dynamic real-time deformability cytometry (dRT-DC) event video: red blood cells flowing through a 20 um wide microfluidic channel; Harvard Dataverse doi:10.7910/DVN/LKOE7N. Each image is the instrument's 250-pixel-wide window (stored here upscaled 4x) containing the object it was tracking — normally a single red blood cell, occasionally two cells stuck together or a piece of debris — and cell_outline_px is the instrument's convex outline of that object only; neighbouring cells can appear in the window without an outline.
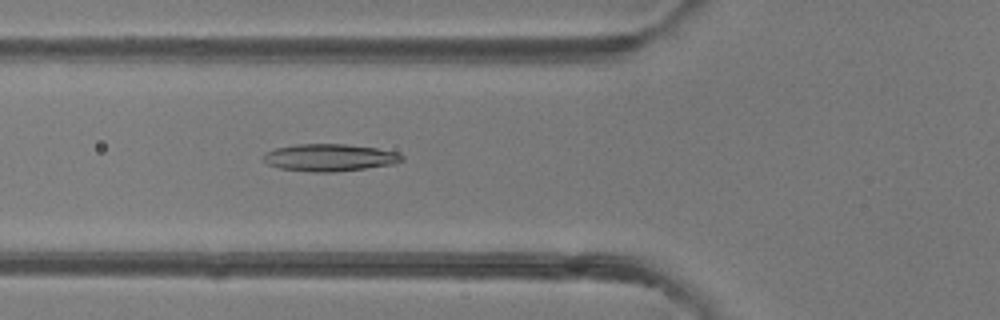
{"species": "common noctule bat (a hibernating species)", "species_latin": "Nyctalus noctula", "temperature_condition": "room temperature", "stored_images_in_passage": 40, "camera_frame_rate_fps": 3000, "um_per_image_px": 0.085, "animal": {"sex": "female"}, "frame": {"image": 1, "passage_image": 9, "time_ms": 2.667, "image_size_px": [1000, 320], "cell_outline_px": [[404, 160], [396, 164], [336, 172], [312, 172], [280, 168], [268, 164], [264, 160], [264, 152], [276, 148], [296, 144], [344, 144], [376, 148], [396, 152], [404, 156]], "centroid_in_image_um": [28.04, 13.39], "position_along_channel_um": 97.8, "area_um2": 22.02}}
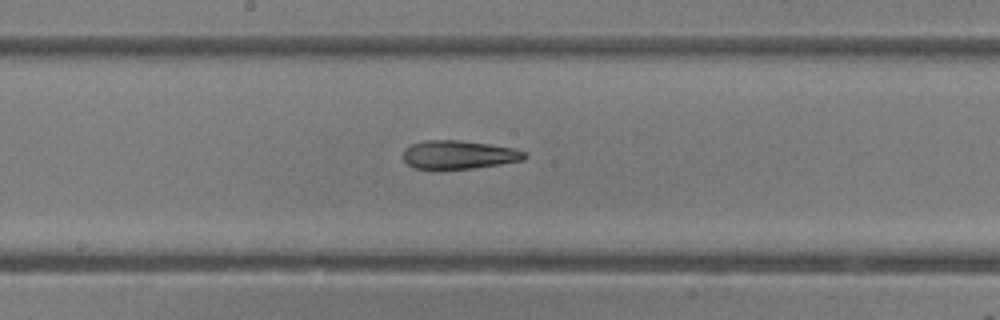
{"frame": {"image": 2, "passage_image": 17, "time_ms": 5.333, "image_size_px": [1000, 320], "cell_outline_px": [[528, 156], [524, 160], [500, 164], [472, 168], [432, 172], [412, 168], [404, 160], [404, 148], [412, 144], [424, 140], [456, 140], [488, 144], [512, 148], [524, 152]], "centroid_in_image_um": [38.91, 13.19], "position_along_channel_um": 209.3, "area_um2": 20.69}}
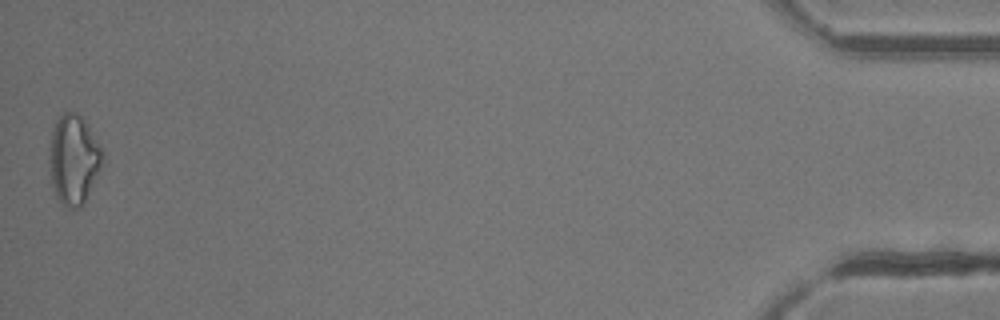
{"frame": {"image": 3, "passage_image": 40, "time_ms": 13.0, "image_size_px": [1000, 320], "cell_outline_px": [[104, 160], [84, 204], [80, 208], [68, 208], [56, 196], [52, 184], [48, 160], [48, 156], [52, 132], [56, 120], [64, 112], [76, 112], [88, 124], [104, 156]], "centroid_in_image_um": [6.25, 13.56], "position_along_channel_um": 428.9, "area_um2": 27.63}, "authors_computed_cell_mechanics": {"area_um2": 21.5883, "velocity_mm_per_s": 4.1511, "shape_relaxation_time_tau1_ms": 8.7116, "shape_relaxation_time_tau2_ms": 2.1272, "deformation_change_tau1": 0.2244, "deformation_change_tau2": 0.1223}}